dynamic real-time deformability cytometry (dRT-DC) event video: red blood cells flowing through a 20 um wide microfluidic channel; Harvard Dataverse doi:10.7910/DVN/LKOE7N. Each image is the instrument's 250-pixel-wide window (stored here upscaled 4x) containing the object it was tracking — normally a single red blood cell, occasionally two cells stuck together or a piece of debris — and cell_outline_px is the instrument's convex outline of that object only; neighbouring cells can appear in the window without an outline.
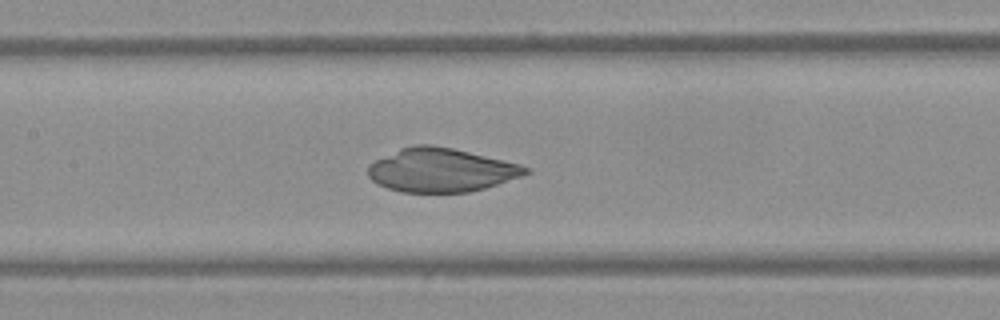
{"species": "Egyptian fruit bat (a non-hibernating species)", "species_latin": "Rousettus aegyptiacus", "temperature_condition": "warm", "stored_images_in_passage": 55, "camera_frame_rate_fps": 3000, "um_per_image_px": 0.085, "frame": {"image": 1, "passage_image": 27, "time_ms": 8.667, "image_size_px": [1000, 320], "cell_outline_px": [[532, 172], [484, 188], [468, 192], [400, 192], [388, 188], [372, 180], [368, 176], [368, 164], [400, 148], [412, 144], [432, 144], [452, 148], [520, 164], [532, 168]], "centroid_in_image_um": [37.48, 14.45], "position_along_channel_um": 169.9, "area_um2": 39.94}}
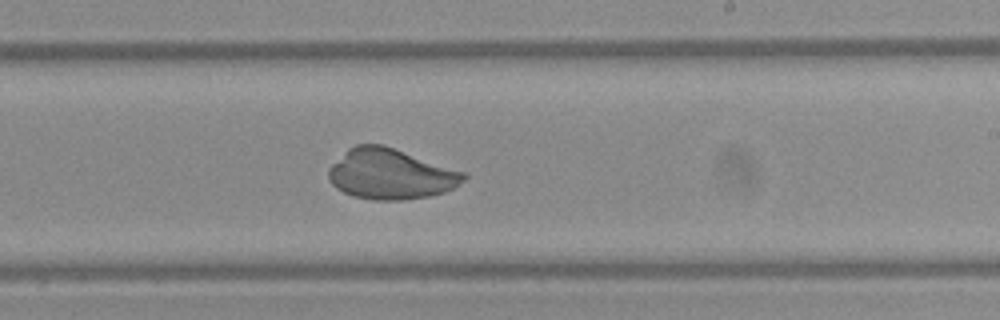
{"frame": {"image": 2, "passage_image": 34, "time_ms": 11.0, "image_size_px": [1000, 320], "cell_outline_px": [[468, 176], [464, 180], [452, 188], [444, 192], [428, 196], [400, 200], [372, 200], [352, 196], [336, 188], [328, 180], [328, 168], [348, 148], [356, 144], [384, 144], [468, 172]], "centroid_in_image_um": [33.21, 14.78], "position_along_channel_um": 255.8, "area_um2": 40.17}}
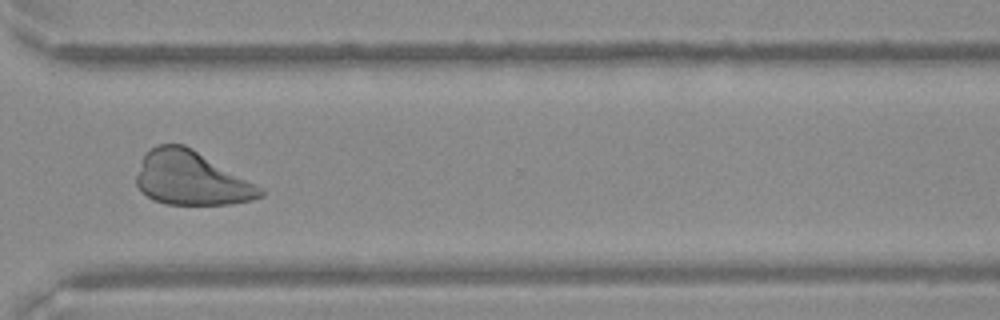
{"frame": {"image": 3, "passage_image": 42, "time_ms": 13.667, "image_size_px": [1000, 320], "cell_outline_px": [[264, 196], [252, 200], [228, 204], [168, 204], [156, 200], [148, 196], [136, 184], [136, 176], [144, 152], [156, 144], [184, 144], [192, 148], [264, 188]], "centroid_in_image_um": [16.26, 15.14], "position_along_channel_um": 354.3, "area_um2": 38.78}}